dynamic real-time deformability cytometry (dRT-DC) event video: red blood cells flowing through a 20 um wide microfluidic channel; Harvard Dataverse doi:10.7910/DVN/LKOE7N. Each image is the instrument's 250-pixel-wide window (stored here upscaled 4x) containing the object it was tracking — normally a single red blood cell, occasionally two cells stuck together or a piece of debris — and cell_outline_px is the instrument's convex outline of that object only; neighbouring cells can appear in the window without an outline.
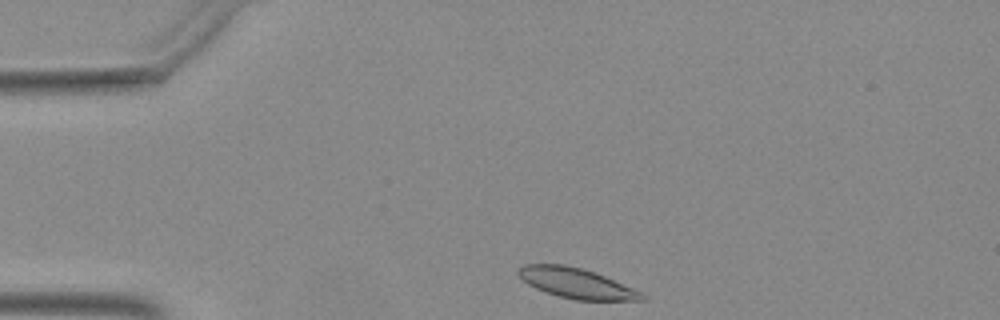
{"species": "Egyptian fruit bat (a non-hibernating species)", "species_latin": "Rousettus aegyptiacus", "temperature_condition": "warm", "stored_images_in_passage": 35, "camera_frame_rate_fps": 3000, "um_per_image_px": 0.085, "animal": {"sex": "female"}, "frame": {"image": 1, "passage_image": 1, "time_ms": 0.0, "image_size_px": [1000, 320], "cell_outline_px": [[644, 300], [576, 300], [556, 296], [544, 292], [528, 284], [516, 272], [516, 268], [524, 264], [564, 264], [580, 268], [604, 276], [632, 288], [640, 292], [644, 296]], "centroid_in_image_um": [48.91, 24.07], "position_along_channel_um": 36.1, "area_um2": 21.44}}
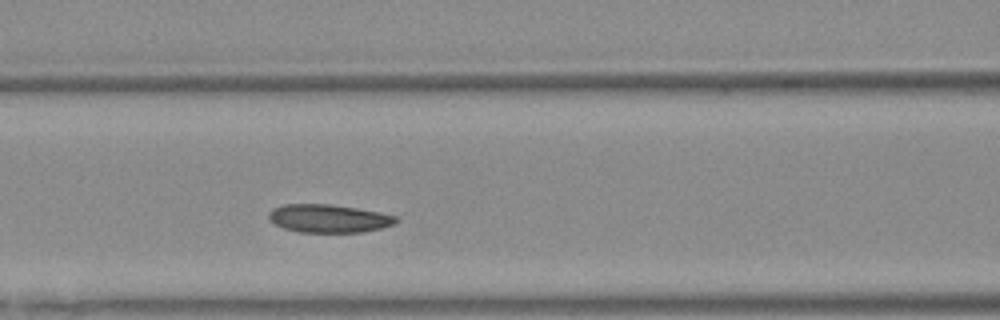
{"frame": {"image": 2, "passage_image": 12, "time_ms": 3.667, "image_size_px": [1000, 320], "cell_outline_px": [[400, 220], [396, 224], [364, 232], [300, 232], [284, 228], [276, 224], [268, 216], [268, 212], [272, 208], [284, 204], [332, 204], [380, 212], [396, 216]], "centroid_in_image_um": [27.97, 18.56], "position_along_channel_um": 138.6, "area_um2": 20.92}}
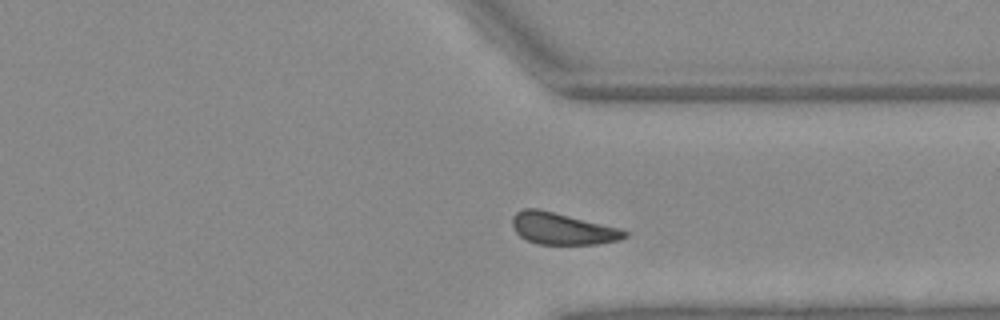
{"frame": {"image": 3, "passage_image": 29, "time_ms": 9.333, "image_size_px": [1000, 320], "cell_outline_px": [[628, 236], [620, 240], [600, 244], [536, 244], [520, 236], [516, 232], [512, 224], [512, 216], [516, 212], [524, 208], [536, 208], [620, 228], [628, 232]], "centroid_in_image_um": [47.81, 19.44], "position_along_channel_um": 363.6, "area_um2": 20.69}}